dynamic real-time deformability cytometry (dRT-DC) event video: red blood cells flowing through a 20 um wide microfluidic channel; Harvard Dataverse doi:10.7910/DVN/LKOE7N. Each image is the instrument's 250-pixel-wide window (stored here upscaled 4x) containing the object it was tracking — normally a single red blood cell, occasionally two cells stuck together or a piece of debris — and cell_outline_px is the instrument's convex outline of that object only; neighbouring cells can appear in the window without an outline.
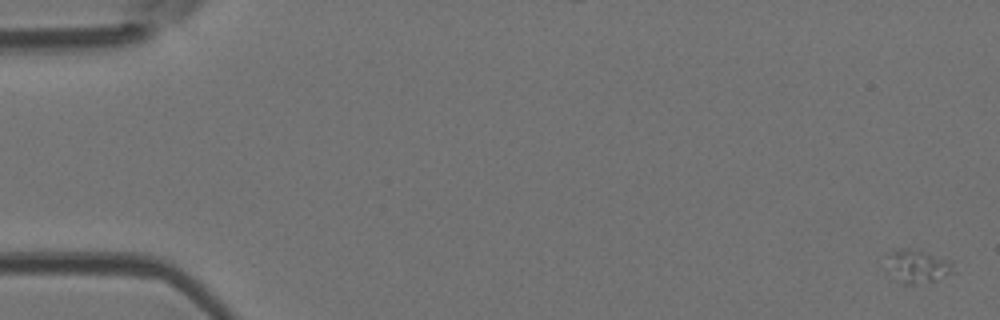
{"species": "Egyptian fruit bat (a non-hibernating species)", "species_latin": "Rousettus aegyptiacus", "temperature_condition": "room temperature", "stored_images_in_passage": 5, "camera_frame_rate_fps": 3000, "um_per_image_px": 0.085, "animal": {"sex": "female"}, "frame": {"image": 1, "passage_image": 1, "time_ms": 0.0, "image_size_px": [1000, 320], "cell_outline_px": [[956, 272], [936, 280], [912, 284], [904, 284], [884, 272], [884, 268], [892, 248], [920, 248], [952, 260]], "centroid_in_image_um": [77.97, 22.59], "position_along_channel_um": 7.0, "area_um2": 13.87}}
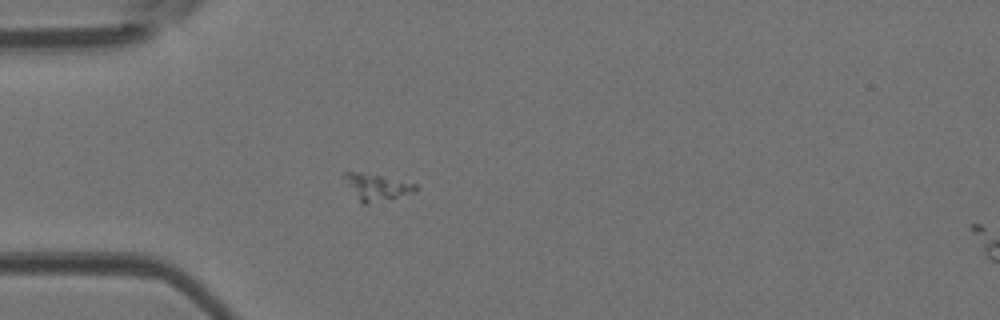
{"frame": {"image": 2, "passage_image": 5, "time_ms": 1.333, "image_size_px": [1000, 320], "cell_outline_px": [[420, 188], [416, 192], [368, 204], [360, 204], [348, 184], [344, 176], [344, 172], [360, 172], [380, 176], [416, 184]], "centroid_in_image_um": [32.05, 15.92], "position_along_channel_um": 52.9, "area_um2": 10.75}}